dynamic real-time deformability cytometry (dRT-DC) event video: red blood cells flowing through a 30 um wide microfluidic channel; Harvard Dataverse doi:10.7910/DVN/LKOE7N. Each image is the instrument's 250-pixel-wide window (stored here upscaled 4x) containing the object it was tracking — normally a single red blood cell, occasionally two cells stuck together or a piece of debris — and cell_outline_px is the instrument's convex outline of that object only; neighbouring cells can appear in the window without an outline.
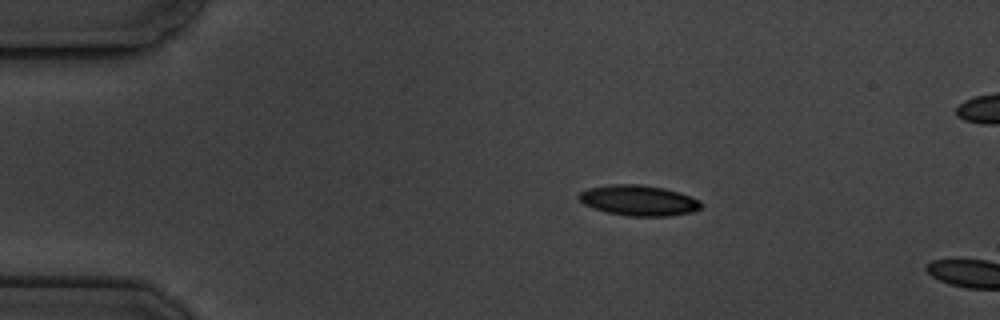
{"species": "common noctule bat (a hibernating species)", "species_latin": "Nyctalus noctula", "temperature_condition": "cold", "stored_images_in_passage": 3, "camera_frame_rate_fps": 3000, "um_per_image_px": 0.085, "animal": {"sex": "male", "body_mass_g": 19.5, "forearm_length_mm": 54.6}, "frame": {"image": 1, "passage_image": 2, "time_ms": 2.0, "image_size_px": [1000, 320], "cell_outline_px": [[704, 204], [700, 208], [692, 212], [668, 216], [628, 216], [608, 212], [584, 204], [580, 200], [580, 192], [588, 188], [608, 184], [640, 184], [664, 188], [680, 192], [700, 200]], "centroid_in_image_um": [54.33, 17.03], "position_along_channel_um": 30.7, "area_um2": 21.68}}